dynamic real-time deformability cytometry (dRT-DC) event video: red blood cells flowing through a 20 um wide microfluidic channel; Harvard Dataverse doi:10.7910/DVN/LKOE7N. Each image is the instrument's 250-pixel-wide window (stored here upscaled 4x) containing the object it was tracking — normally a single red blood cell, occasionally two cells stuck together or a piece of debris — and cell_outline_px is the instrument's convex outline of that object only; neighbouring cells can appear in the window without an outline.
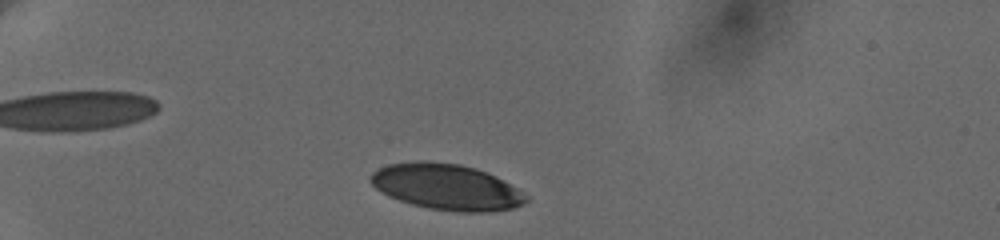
{"species": "human", "species_latin": "Homo sapiens", "temperature_condition": "cold", "stored_images_in_passage": 30, "camera_frame_rate_fps": 3000, "um_per_image_px": 0.085, "donor": {"sex": "female"}, "frame": {"image": 1, "passage_image": 1, "time_ms": 0.0, "image_size_px": [1000, 240], "cell_outline_px": [[528, 200], [524, 204], [512, 208], [488, 212], [456, 212], [428, 208], [412, 204], [388, 196], [380, 192], [368, 180], [368, 176], [372, 172], [388, 164], [424, 160], [460, 164], [476, 168], [496, 176], [516, 188], [528, 196]], "centroid_in_image_um": [37.93, 15.89], "position_along_channel_um": 47.1, "area_um2": 41.73}}
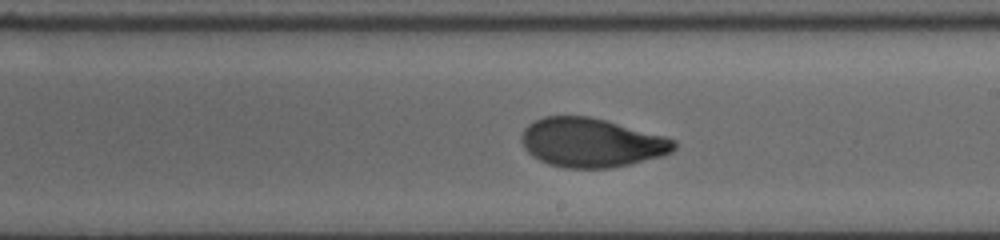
{"frame": {"image": 2, "passage_image": 17, "time_ms": 6.667, "image_size_px": [1000, 240], "cell_outline_px": [[676, 148], [672, 152], [660, 156], [628, 164], [608, 168], [564, 168], [548, 164], [532, 156], [524, 148], [520, 140], [520, 136], [524, 128], [528, 124], [544, 116], [588, 116], [604, 120], [664, 136], [676, 140]], "centroid_in_image_um": [50.22, 12.12], "position_along_channel_um": 238.8, "area_um2": 43.41}}
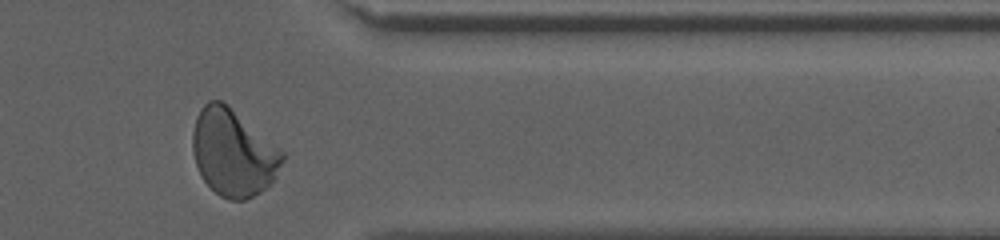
{"frame": {"image": 3, "passage_image": 29, "time_ms": 11.0, "image_size_px": [1000, 240], "cell_outline_px": [[284, 160], [276, 176], [260, 192], [244, 200], [228, 200], [220, 196], [200, 176], [192, 152], [192, 132], [196, 116], [200, 108], [208, 100], [220, 100], [228, 104], [280, 148], [284, 152]], "centroid_in_image_um": [19.8, 12.95], "position_along_channel_um": 391.6, "area_um2": 45.49}, "authors_computed_cell_mechanics": {"area_um2": 43.7835, "velocity_mm_per_s": 3.6401, "shape_relaxation_time_tau1_ms": 4.8272, "shape_relaxation_time_tau2_ms": 0.93, "deformation_change_tau1": 0.1685, "deformation_change_tau2": 0.0577}}